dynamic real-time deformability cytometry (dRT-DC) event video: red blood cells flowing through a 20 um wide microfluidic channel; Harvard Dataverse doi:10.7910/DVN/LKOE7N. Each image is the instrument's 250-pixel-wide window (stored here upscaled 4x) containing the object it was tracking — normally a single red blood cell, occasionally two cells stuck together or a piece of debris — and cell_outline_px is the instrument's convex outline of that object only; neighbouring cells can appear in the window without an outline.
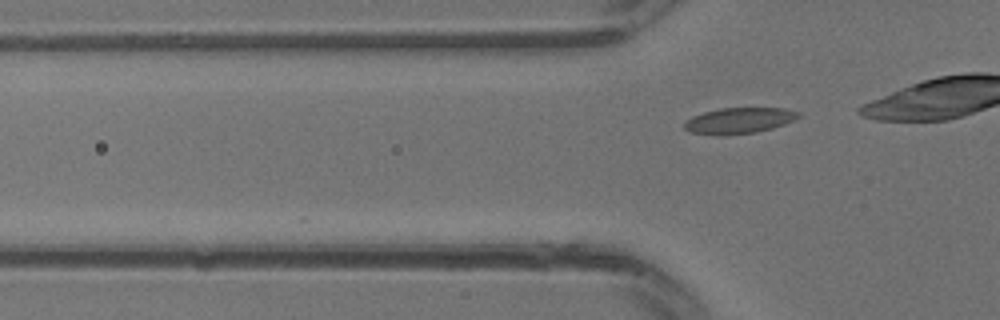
{"species": "common noctule bat (a hibernating species)", "species_latin": "Nyctalus noctula", "temperature_condition": "warm", "stored_images_in_passage": 8, "camera_frame_rate_fps": 3000, "um_per_image_px": 0.085, "animal": {"sex": "male", "body_mass_g": 13.3}, "frame": {"image": 1, "passage_image": 8, "time_ms": 2.333, "image_size_px": [1000, 320], "cell_outline_px": [[800, 116], [796, 120], [772, 128], [756, 132], [724, 136], [716, 136], [688, 132], [684, 128], [684, 124], [692, 116], [704, 112], [720, 108], [784, 108], [800, 112]], "centroid_in_image_um": [62.81, 10.26], "position_along_channel_um": 63.0, "area_um2": 17.46}}